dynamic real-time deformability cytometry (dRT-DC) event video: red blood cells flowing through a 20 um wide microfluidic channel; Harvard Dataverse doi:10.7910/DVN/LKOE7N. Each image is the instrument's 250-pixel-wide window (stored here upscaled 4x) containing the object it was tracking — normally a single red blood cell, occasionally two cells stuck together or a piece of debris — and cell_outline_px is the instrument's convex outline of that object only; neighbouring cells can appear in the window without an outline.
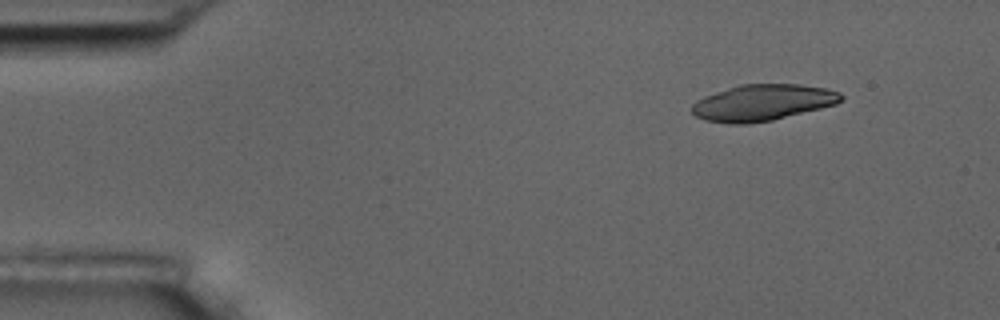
{"species": "common noctule bat (a hibernating species)", "species_latin": "Nyctalus noctula", "temperature_condition": "room temperature", "stored_images_in_passage": 9, "camera_frame_rate_fps": 3000, "um_per_image_px": 0.085, "animal": {"sex": "male", "body_mass_g": 17.5, "forearm_length_mm": 52.3}, "frame": {"image": 1, "passage_image": 1, "time_ms": 0.0, "image_size_px": [1000, 320], "cell_outline_px": [[844, 96], [836, 104], [772, 120], [748, 124], [732, 124], [704, 120], [696, 116], [692, 112], [692, 104], [696, 100], [704, 96], [740, 84], [800, 84], [824, 88], [840, 92]], "centroid_in_image_um": [64.8, 8.72], "position_along_channel_um": 20.2, "area_um2": 31.39}}